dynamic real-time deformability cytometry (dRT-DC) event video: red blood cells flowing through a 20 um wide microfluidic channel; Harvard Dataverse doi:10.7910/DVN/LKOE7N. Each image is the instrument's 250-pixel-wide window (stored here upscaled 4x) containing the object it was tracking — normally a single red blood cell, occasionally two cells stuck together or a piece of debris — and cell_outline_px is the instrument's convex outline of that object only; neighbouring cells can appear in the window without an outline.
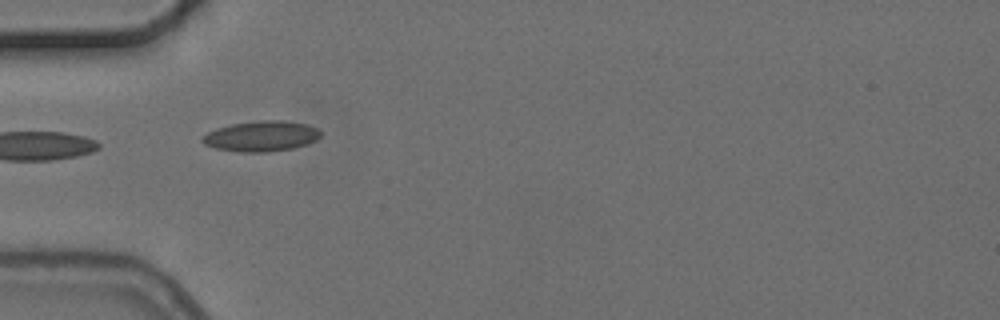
{"species": "common noctule bat (a hibernating species)", "species_latin": "Nyctalus noctula", "temperature_condition": "cold", "stored_images_in_passage": 8, "camera_frame_rate_fps": 3000, "um_per_image_px": 0.085, "animal": {"sex": "female", "body_mass_g": 24.6, "forearm_length_mm": 56.2}, "frame": {"image": 1, "passage_image": 5, "time_ms": 4.667, "image_size_px": [1000, 320], "cell_outline_px": [[320, 136], [316, 140], [308, 144], [292, 148], [268, 152], [240, 152], [216, 148], [204, 144], [200, 140], [208, 132], [216, 128], [232, 124], [260, 120], [284, 120], [308, 124], [320, 128]], "centroid_in_image_um": [22.25, 11.57], "position_along_channel_um": 62.8, "area_um2": 21.1}}
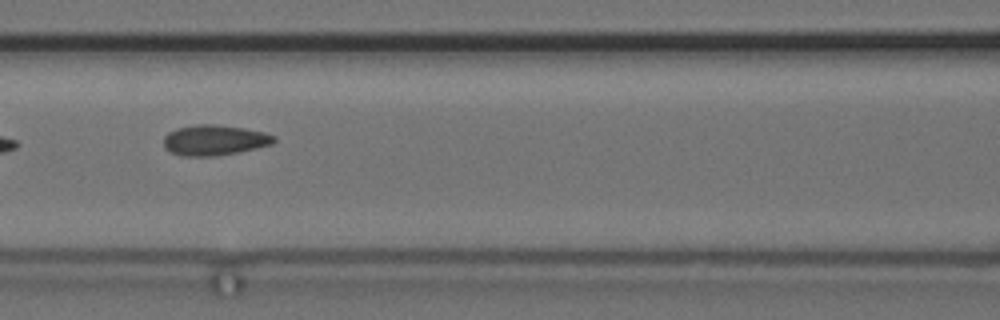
{"frame": {"image": 2, "passage_image": 7, "time_ms": 7.0, "image_size_px": [1000, 320], "cell_outline_px": [[276, 140], [272, 144], [256, 148], [216, 156], [184, 156], [172, 152], [164, 148], [164, 136], [168, 132], [176, 128], [200, 124], [212, 124], [244, 128], [264, 132], [276, 136]], "centroid_in_image_um": [18.22, 11.91], "position_along_channel_um": 148.4, "area_um2": 19.48}}
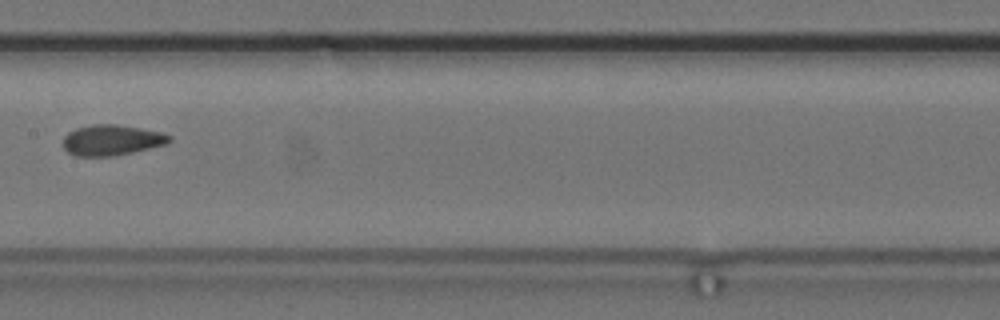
{"frame": {"image": 3, "passage_image": 8, "time_ms": 8.333, "image_size_px": [1000, 320], "cell_outline_px": [[172, 140], [168, 144], [132, 152], [112, 156], [76, 156], [68, 152], [64, 148], [64, 136], [68, 132], [76, 128], [92, 124], [116, 124], [140, 128], [160, 132], [172, 136]], "centroid_in_image_um": [9.5, 11.9], "position_along_channel_um": 197.9, "area_um2": 18.96}}